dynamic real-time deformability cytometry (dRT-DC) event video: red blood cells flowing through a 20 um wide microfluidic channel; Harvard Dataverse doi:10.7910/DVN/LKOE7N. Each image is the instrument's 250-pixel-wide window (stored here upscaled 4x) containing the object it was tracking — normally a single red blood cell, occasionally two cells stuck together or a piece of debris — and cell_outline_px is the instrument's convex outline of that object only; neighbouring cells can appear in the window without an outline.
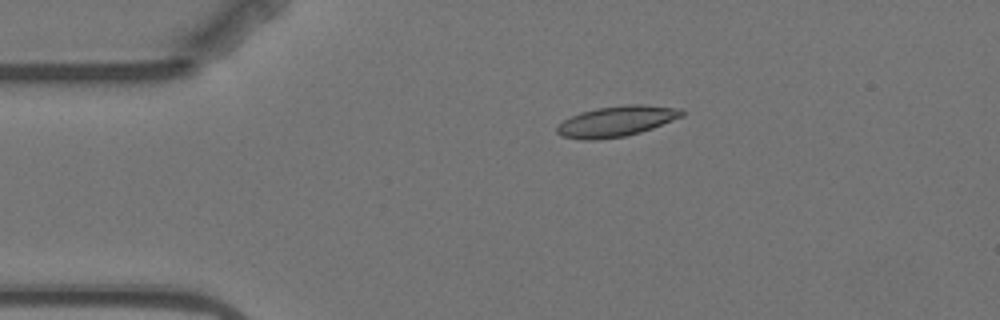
{"species": "Egyptian fruit bat (a non-hibernating species)", "species_latin": "Rousettus aegyptiacus", "temperature_condition": "warm", "stored_images_in_passage": 3, "camera_frame_rate_fps": 3000, "um_per_image_px": 0.085, "animal": {"sex": "female"}, "frame": {"image": 1, "passage_image": 1, "time_ms": 0.0, "image_size_px": [1000, 320], "cell_outline_px": [[684, 116], [652, 128], [640, 132], [624, 136], [596, 140], [580, 140], [560, 136], [556, 132], [556, 128], [564, 120], [580, 112], [596, 108], [624, 104], [644, 104], [680, 108], [684, 112]], "centroid_in_image_um": [52.4, 10.3], "position_along_channel_um": 32.6, "area_um2": 22.37}}
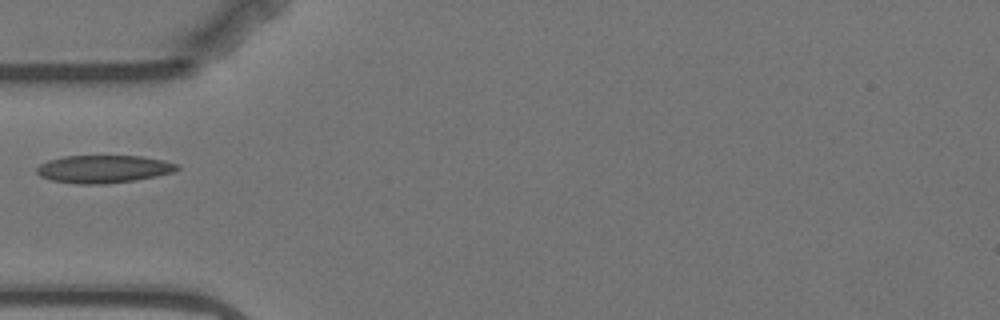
{"frame": {"image": 2, "passage_image": 3, "time_ms": 2.333, "image_size_px": [1000, 320], "cell_outline_px": [[180, 168], [172, 172], [156, 176], [136, 180], [104, 184], [76, 184], [52, 180], [40, 176], [36, 172], [36, 168], [40, 164], [48, 160], [64, 156], [140, 156], [164, 160], [180, 164]], "centroid_in_image_um": [8.81, 14.37], "position_along_channel_um": 76.2, "area_um2": 22.77}}